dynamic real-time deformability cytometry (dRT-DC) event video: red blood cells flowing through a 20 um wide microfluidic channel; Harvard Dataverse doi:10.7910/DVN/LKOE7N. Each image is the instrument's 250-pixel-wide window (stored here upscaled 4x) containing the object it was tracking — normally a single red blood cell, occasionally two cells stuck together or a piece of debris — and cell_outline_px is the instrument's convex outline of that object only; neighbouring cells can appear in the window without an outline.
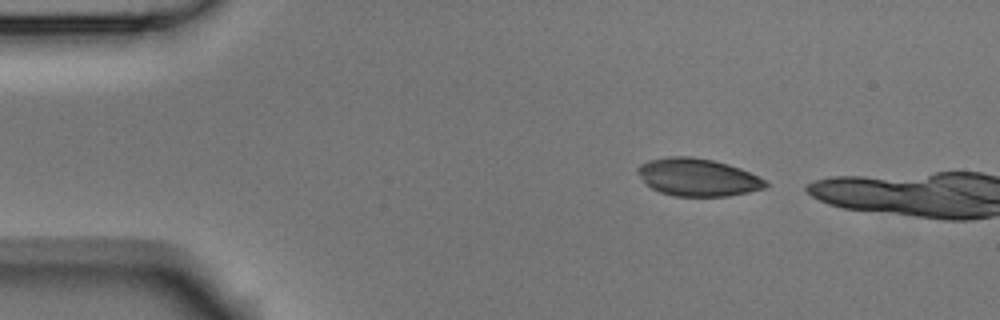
{"species": "Egyptian fruit bat (a non-hibernating species)", "species_latin": "Rousettus aegyptiacus", "temperature_condition": "room temperature", "stored_images_in_passage": 2, "camera_frame_rate_fps": 3000, "um_per_image_px": 0.085, "animal": {"sex": "male"}, "frame": {"image": 1, "passage_image": 1, "time_ms": 0.0, "image_size_px": [1000, 320], "cell_outline_px": [[768, 184], [764, 188], [748, 192], [728, 196], [676, 196], [660, 192], [644, 184], [636, 172], [636, 168], [640, 164], [648, 160], [668, 156], [692, 156], [712, 160], [728, 164], [740, 168], [764, 180]], "centroid_in_image_um": [59.23, 15.06], "position_along_channel_um": 25.8, "area_um2": 28.03}}